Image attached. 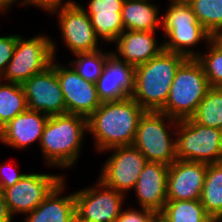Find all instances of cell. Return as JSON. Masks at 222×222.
Masks as SVG:
<instances>
[{
  "label": "cell",
  "instance_id": "1",
  "mask_svg": "<svg viewBox=\"0 0 222 222\" xmlns=\"http://www.w3.org/2000/svg\"><path fill=\"white\" fill-rule=\"evenodd\" d=\"M145 110L132 98L104 102L87 118L97 152L132 145Z\"/></svg>",
  "mask_w": 222,
  "mask_h": 222
},
{
  "label": "cell",
  "instance_id": "2",
  "mask_svg": "<svg viewBox=\"0 0 222 222\" xmlns=\"http://www.w3.org/2000/svg\"><path fill=\"white\" fill-rule=\"evenodd\" d=\"M184 55L162 50L148 62L136 66L131 97L145 111H160L168 99L170 88Z\"/></svg>",
  "mask_w": 222,
  "mask_h": 222
},
{
  "label": "cell",
  "instance_id": "3",
  "mask_svg": "<svg viewBox=\"0 0 222 222\" xmlns=\"http://www.w3.org/2000/svg\"><path fill=\"white\" fill-rule=\"evenodd\" d=\"M86 132L85 117L68 113L49 116L39 143L45 164L62 169L74 166Z\"/></svg>",
  "mask_w": 222,
  "mask_h": 222
},
{
  "label": "cell",
  "instance_id": "4",
  "mask_svg": "<svg viewBox=\"0 0 222 222\" xmlns=\"http://www.w3.org/2000/svg\"><path fill=\"white\" fill-rule=\"evenodd\" d=\"M210 88L199 61L186 58L176 70L168 99L160 111L177 120L191 118Z\"/></svg>",
  "mask_w": 222,
  "mask_h": 222
},
{
  "label": "cell",
  "instance_id": "5",
  "mask_svg": "<svg viewBox=\"0 0 222 222\" xmlns=\"http://www.w3.org/2000/svg\"><path fill=\"white\" fill-rule=\"evenodd\" d=\"M160 26L164 37L168 38L163 42V49L186 58H196L201 53L189 48L195 47L200 41L208 43L211 40V33L197 21L186 0H170Z\"/></svg>",
  "mask_w": 222,
  "mask_h": 222
},
{
  "label": "cell",
  "instance_id": "6",
  "mask_svg": "<svg viewBox=\"0 0 222 222\" xmlns=\"http://www.w3.org/2000/svg\"><path fill=\"white\" fill-rule=\"evenodd\" d=\"M177 121L161 111H145L140 118L132 145L148 162L170 166L177 160L176 137L172 138L176 134ZM170 128H173V132H170Z\"/></svg>",
  "mask_w": 222,
  "mask_h": 222
},
{
  "label": "cell",
  "instance_id": "7",
  "mask_svg": "<svg viewBox=\"0 0 222 222\" xmlns=\"http://www.w3.org/2000/svg\"><path fill=\"white\" fill-rule=\"evenodd\" d=\"M175 136L177 159L206 164L222 162V130L187 118L177 121Z\"/></svg>",
  "mask_w": 222,
  "mask_h": 222
},
{
  "label": "cell",
  "instance_id": "8",
  "mask_svg": "<svg viewBox=\"0 0 222 222\" xmlns=\"http://www.w3.org/2000/svg\"><path fill=\"white\" fill-rule=\"evenodd\" d=\"M54 42L44 34H38L27 40L17 35L13 56L0 79L5 80L4 82L22 85L34 74L45 70L56 57Z\"/></svg>",
  "mask_w": 222,
  "mask_h": 222
},
{
  "label": "cell",
  "instance_id": "9",
  "mask_svg": "<svg viewBox=\"0 0 222 222\" xmlns=\"http://www.w3.org/2000/svg\"><path fill=\"white\" fill-rule=\"evenodd\" d=\"M74 195L76 222H115L126 198L99 179L96 185L74 192Z\"/></svg>",
  "mask_w": 222,
  "mask_h": 222
},
{
  "label": "cell",
  "instance_id": "10",
  "mask_svg": "<svg viewBox=\"0 0 222 222\" xmlns=\"http://www.w3.org/2000/svg\"><path fill=\"white\" fill-rule=\"evenodd\" d=\"M62 174L26 173L13 186L3 190L8 210L13 217L35 210L63 180Z\"/></svg>",
  "mask_w": 222,
  "mask_h": 222
},
{
  "label": "cell",
  "instance_id": "11",
  "mask_svg": "<svg viewBox=\"0 0 222 222\" xmlns=\"http://www.w3.org/2000/svg\"><path fill=\"white\" fill-rule=\"evenodd\" d=\"M113 154L102 167L99 180L108 187L126 194L134 188L139 175L147 164V159L133 145L108 149ZM127 191V192H126Z\"/></svg>",
  "mask_w": 222,
  "mask_h": 222
},
{
  "label": "cell",
  "instance_id": "12",
  "mask_svg": "<svg viewBox=\"0 0 222 222\" xmlns=\"http://www.w3.org/2000/svg\"><path fill=\"white\" fill-rule=\"evenodd\" d=\"M48 13L58 14V26L65 46L73 53L96 51L98 41L91 19L78 4L62 5L52 8Z\"/></svg>",
  "mask_w": 222,
  "mask_h": 222
},
{
  "label": "cell",
  "instance_id": "13",
  "mask_svg": "<svg viewBox=\"0 0 222 222\" xmlns=\"http://www.w3.org/2000/svg\"><path fill=\"white\" fill-rule=\"evenodd\" d=\"M22 86L28 109L48 116L66 114L64 95L54 70V58L49 67L34 74Z\"/></svg>",
  "mask_w": 222,
  "mask_h": 222
},
{
  "label": "cell",
  "instance_id": "14",
  "mask_svg": "<svg viewBox=\"0 0 222 222\" xmlns=\"http://www.w3.org/2000/svg\"><path fill=\"white\" fill-rule=\"evenodd\" d=\"M56 71L66 105V113L79 115L86 119L101 105L96 85L86 81L73 69L55 63Z\"/></svg>",
  "mask_w": 222,
  "mask_h": 222
},
{
  "label": "cell",
  "instance_id": "15",
  "mask_svg": "<svg viewBox=\"0 0 222 222\" xmlns=\"http://www.w3.org/2000/svg\"><path fill=\"white\" fill-rule=\"evenodd\" d=\"M208 164L177 159L169 166L167 200H200Z\"/></svg>",
  "mask_w": 222,
  "mask_h": 222
},
{
  "label": "cell",
  "instance_id": "16",
  "mask_svg": "<svg viewBox=\"0 0 222 222\" xmlns=\"http://www.w3.org/2000/svg\"><path fill=\"white\" fill-rule=\"evenodd\" d=\"M135 69V66L119 60L112 53L95 83L99 101L104 103L131 97L134 91Z\"/></svg>",
  "mask_w": 222,
  "mask_h": 222
},
{
  "label": "cell",
  "instance_id": "17",
  "mask_svg": "<svg viewBox=\"0 0 222 222\" xmlns=\"http://www.w3.org/2000/svg\"><path fill=\"white\" fill-rule=\"evenodd\" d=\"M169 166L160 162H147L134 190L140 208H146L159 214L167 202Z\"/></svg>",
  "mask_w": 222,
  "mask_h": 222
},
{
  "label": "cell",
  "instance_id": "18",
  "mask_svg": "<svg viewBox=\"0 0 222 222\" xmlns=\"http://www.w3.org/2000/svg\"><path fill=\"white\" fill-rule=\"evenodd\" d=\"M48 119V115L27 108L0 129V142L20 150L40 143Z\"/></svg>",
  "mask_w": 222,
  "mask_h": 222
},
{
  "label": "cell",
  "instance_id": "19",
  "mask_svg": "<svg viewBox=\"0 0 222 222\" xmlns=\"http://www.w3.org/2000/svg\"><path fill=\"white\" fill-rule=\"evenodd\" d=\"M156 31L124 30L116 39V50L112 53L121 61L139 66L157 56L163 50V43L158 44Z\"/></svg>",
  "mask_w": 222,
  "mask_h": 222
},
{
  "label": "cell",
  "instance_id": "20",
  "mask_svg": "<svg viewBox=\"0 0 222 222\" xmlns=\"http://www.w3.org/2000/svg\"><path fill=\"white\" fill-rule=\"evenodd\" d=\"M124 0H90L88 10L79 4L91 19L97 38L106 42H116L124 31L122 5Z\"/></svg>",
  "mask_w": 222,
  "mask_h": 222
},
{
  "label": "cell",
  "instance_id": "21",
  "mask_svg": "<svg viewBox=\"0 0 222 222\" xmlns=\"http://www.w3.org/2000/svg\"><path fill=\"white\" fill-rule=\"evenodd\" d=\"M65 180L35 210L26 214L24 222H76L74 193L61 197L66 189Z\"/></svg>",
  "mask_w": 222,
  "mask_h": 222
},
{
  "label": "cell",
  "instance_id": "22",
  "mask_svg": "<svg viewBox=\"0 0 222 222\" xmlns=\"http://www.w3.org/2000/svg\"><path fill=\"white\" fill-rule=\"evenodd\" d=\"M159 9L150 0H124L121 10L124 30L156 31L161 24Z\"/></svg>",
  "mask_w": 222,
  "mask_h": 222
},
{
  "label": "cell",
  "instance_id": "23",
  "mask_svg": "<svg viewBox=\"0 0 222 222\" xmlns=\"http://www.w3.org/2000/svg\"><path fill=\"white\" fill-rule=\"evenodd\" d=\"M200 202L214 221L222 214V162L208 164Z\"/></svg>",
  "mask_w": 222,
  "mask_h": 222
},
{
  "label": "cell",
  "instance_id": "24",
  "mask_svg": "<svg viewBox=\"0 0 222 222\" xmlns=\"http://www.w3.org/2000/svg\"><path fill=\"white\" fill-rule=\"evenodd\" d=\"M159 214L168 222H214L200 200H167Z\"/></svg>",
  "mask_w": 222,
  "mask_h": 222
},
{
  "label": "cell",
  "instance_id": "25",
  "mask_svg": "<svg viewBox=\"0 0 222 222\" xmlns=\"http://www.w3.org/2000/svg\"><path fill=\"white\" fill-rule=\"evenodd\" d=\"M27 109L23 86L1 82L0 79V129Z\"/></svg>",
  "mask_w": 222,
  "mask_h": 222
},
{
  "label": "cell",
  "instance_id": "26",
  "mask_svg": "<svg viewBox=\"0 0 222 222\" xmlns=\"http://www.w3.org/2000/svg\"><path fill=\"white\" fill-rule=\"evenodd\" d=\"M191 118L200 125L222 130V87H211Z\"/></svg>",
  "mask_w": 222,
  "mask_h": 222
},
{
  "label": "cell",
  "instance_id": "27",
  "mask_svg": "<svg viewBox=\"0 0 222 222\" xmlns=\"http://www.w3.org/2000/svg\"><path fill=\"white\" fill-rule=\"evenodd\" d=\"M111 52H102L101 49L92 52L74 54L77 58L69 62L68 66L84 78L86 81L95 84L102 74L104 64Z\"/></svg>",
  "mask_w": 222,
  "mask_h": 222
},
{
  "label": "cell",
  "instance_id": "28",
  "mask_svg": "<svg viewBox=\"0 0 222 222\" xmlns=\"http://www.w3.org/2000/svg\"><path fill=\"white\" fill-rule=\"evenodd\" d=\"M197 21L212 33L222 29V0H186Z\"/></svg>",
  "mask_w": 222,
  "mask_h": 222
},
{
  "label": "cell",
  "instance_id": "29",
  "mask_svg": "<svg viewBox=\"0 0 222 222\" xmlns=\"http://www.w3.org/2000/svg\"><path fill=\"white\" fill-rule=\"evenodd\" d=\"M207 45L208 51L200 53L196 59L201 64L210 87H222V51L211 41Z\"/></svg>",
  "mask_w": 222,
  "mask_h": 222
},
{
  "label": "cell",
  "instance_id": "30",
  "mask_svg": "<svg viewBox=\"0 0 222 222\" xmlns=\"http://www.w3.org/2000/svg\"><path fill=\"white\" fill-rule=\"evenodd\" d=\"M16 43V34L0 36V78L5 73L8 63L10 62L13 56Z\"/></svg>",
  "mask_w": 222,
  "mask_h": 222
},
{
  "label": "cell",
  "instance_id": "31",
  "mask_svg": "<svg viewBox=\"0 0 222 222\" xmlns=\"http://www.w3.org/2000/svg\"><path fill=\"white\" fill-rule=\"evenodd\" d=\"M156 213L152 210L141 208V210L128 208L121 211L115 222H149Z\"/></svg>",
  "mask_w": 222,
  "mask_h": 222
},
{
  "label": "cell",
  "instance_id": "32",
  "mask_svg": "<svg viewBox=\"0 0 222 222\" xmlns=\"http://www.w3.org/2000/svg\"><path fill=\"white\" fill-rule=\"evenodd\" d=\"M26 173H18L16 168L3 163L0 165V189L3 191L6 188L13 186L18 182Z\"/></svg>",
  "mask_w": 222,
  "mask_h": 222
},
{
  "label": "cell",
  "instance_id": "33",
  "mask_svg": "<svg viewBox=\"0 0 222 222\" xmlns=\"http://www.w3.org/2000/svg\"><path fill=\"white\" fill-rule=\"evenodd\" d=\"M22 1L20 3L21 6H26L28 5H32V6H36L37 8H41L43 9L45 12H48L50 9L58 7V6H62L63 5H71V4H75L76 1L74 0H69V1H65L63 2V0H20Z\"/></svg>",
  "mask_w": 222,
  "mask_h": 222
},
{
  "label": "cell",
  "instance_id": "34",
  "mask_svg": "<svg viewBox=\"0 0 222 222\" xmlns=\"http://www.w3.org/2000/svg\"><path fill=\"white\" fill-rule=\"evenodd\" d=\"M12 218L4 199L3 191L0 189V222H12Z\"/></svg>",
  "mask_w": 222,
  "mask_h": 222
},
{
  "label": "cell",
  "instance_id": "35",
  "mask_svg": "<svg viewBox=\"0 0 222 222\" xmlns=\"http://www.w3.org/2000/svg\"><path fill=\"white\" fill-rule=\"evenodd\" d=\"M210 41L222 51V29L212 32Z\"/></svg>",
  "mask_w": 222,
  "mask_h": 222
},
{
  "label": "cell",
  "instance_id": "36",
  "mask_svg": "<svg viewBox=\"0 0 222 222\" xmlns=\"http://www.w3.org/2000/svg\"><path fill=\"white\" fill-rule=\"evenodd\" d=\"M17 2L20 3L19 0H0V14H5L7 10L10 9L11 6L15 5Z\"/></svg>",
  "mask_w": 222,
  "mask_h": 222
},
{
  "label": "cell",
  "instance_id": "37",
  "mask_svg": "<svg viewBox=\"0 0 222 222\" xmlns=\"http://www.w3.org/2000/svg\"><path fill=\"white\" fill-rule=\"evenodd\" d=\"M149 222H160V214H156Z\"/></svg>",
  "mask_w": 222,
  "mask_h": 222
},
{
  "label": "cell",
  "instance_id": "38",
  "mask_svg": "<svg viewBox=\"0 0 222 222\" xmlns=\"http://www.w3.org/2000/svg\"><path fill=\"white\" fill-rule=\"evenodd\" d=\"M214 222H222V214Z\"/></svg>",
  "mask_w": 222,
  "mask_h": 222
},
{
  "label": "cell",
  "instance_id": "39",
  "mask_svg": "<svg viewBox=\"0 0 222 222\" xmlns=\"http://www.w3.org/2000/svg\"><path fill=\"white\" fill-rule=\"evenodd\" d=\"M160 222H168L160 215Z\"/></svg>",
  "mask_w": 222,
  "mask_h": 222
}]
</instances>
